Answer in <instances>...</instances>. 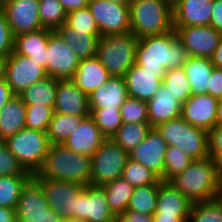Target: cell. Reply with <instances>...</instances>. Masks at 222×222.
I'll list each match as a JSON object with an SVG mask.
<instances>
[{"label":"cell","instance_id":"13","mask_svg":"<svg viewBox=\"0 0 222 222\" xmlns=\"http://www.w3.org/2000/svg\"><path fill=\"white\" fill-rule=\"evenodd\" d=\"M47 76L45 68L31 58L11 53L5 66V80L14 95H20L33 83Z\"/></svg>","mask_w":222,"mask_h":222},{"label":"cell","instance_id":"23","mask_svg":"<svg viewBox=\"0 0 222 222\" xmlns=\"http://www.w3.org/2000/svg\"><path fill=\"white\" fill-rule=\"evenodd\" d=\"M128 97L125 78L111 76L88 96L89 108L120 109Z\"/></svg>","mask_w":222,"mask_h":222},{"label":"cell","instance_id":"15","mask_svg":"<svg viewBox=\"0 0 222 222\" xmlns=\"http://www.w3.org/2000/svg\"><path fill=\"white\" fill-rule=\"evenodd\" d=\"M3 9L14 36L42 29L39 0H6Z\"/></svg>","mask_w":222,"mask_h":222},{"label":"cell","instance_id":"28","mask_svg":"<svg viewBox=\"0 0 222 222\" xmlns=\"http://www.w3.org/2000/svg\"><path fill=\"white\" fill-rule=\"evenodd\" d=\"M26 105L15 95L0 110V141H5L18 131L26 128Z\"/></svg>","mask_w":222,"mask_h":222},{"label":"cell","instance_id":"39","mask_svg":"<svg viewBox=\"0 0 222 222\" xmlns=\"http://www.w3.org/2000/svg\"><path fill=\"white\" fill-rule=\"evenodd\" d=\"M162 81L182 104L192 96L189 80L183 67L168 69Z\"/></svg>","mask_w":222,"mask_h":222},{"label":"cell","instance_id":"31","mask_svg":"<svg viewBox=\"0 0 222 222\" xmlns=\"http://www.w3.org/2000/svg\"><path fill=\"white\" fill-rule=\"evenodd\" d=\"M58 79L50 76L33 83L20 95H18L26 106L42 105L54 107Z\"/></svg>","mask_w":222,"mask_h":222},{"label":"cell","instance_id":"55","mask_svg":"<svg viewBox=\"0 0 222 222\" xmlns=\"http://www.w3.org/2000/svg\"><path fill=\"white\" fill-rule=\"evenodd\" d=\"M0 222H17L16 210L9 207H0Z\"/></svg>","mask_w":222,"mask_h":222},{"label":"cell","instance_id":"16","mask_svg":"<svg viewBox=\"0 0 222 222\" xmlns=\"http://www.w3.org/2000/svg\"><path fill=\"white\" fill-rule=\"evenodd\" d=\"M178 38L184 43L189 56L209 58L218 46L222 33L212 26H186L176 30Z\"/></svg>","mask_w":222,"mask_h":222},{"label":"cell","instance_id":"10","mask_svg":"<svg viewBox=\"0 0 222 222\" xmlns=\"http://www.w3.org/2000/svg\"><path fill=\"white\" fill-rule=\"evenodd\" d=\"M35 179L41 184L49 207L60 219L77 220V197L85 186L54 179Z\"/></svg>","mask_w":222,"mask_h":222},{"label":"cell","instance_id":"40","mask_svg":"<svg viewBox=\"0 0 222 222\" xmlns=\"http://www.w3.org/2000/svg\"><path fill=\"white\" fill-rule=\"evenodd\" d=\"M193 161L180 147L167 146L163 181H170L177 174L183 172Z\"/></svg>","mask_w":222,"mask_h":222},{"label":"cell","instance_id":"57","mask_svg":"<svg viewBox=\"0 0 222 222\" xmlns=\"http://www.w3.org/2000/svg\"><path fill=\"white\" fill-rule=\"evenodd\" d=\"M219 181L222 184V151L217 152L212 158Z\"/></svg>","mask_w":222,"mask_h":222},{"label":"cell","instance_id":"37","mask_svg":"<svg viewBox=\"0 0 222 222\" xmlns=\"http://www.w3.org/2000/svg\"><path fill=\"white\" fill-rule=\"evenodd\" d=\"M67 12L59 0H39V17L42 28L56 31L66 21Z\"/></svg>","mask_w":222,"mask_h":222},{"label":"cell","instance_id":"52","mask_svg":"<svg viewBox=\"0 0 222 222\" xmlns=\"http://www.w3.org/2000/svg\"><path fill=\"white\" fill-rule=\"evenodd\" d=\"M14 96L15 95L12 93L11 88L6 83L5 78L0 79V110Z\"/></svg>","mask_w":222,"mask_h":222},{"label":"cell","instance_id":"36","mask_svg":"<svg viewBox=\"0 0 222 222\" xmlns=\"http://www.w3.org/2000/svg\"><path fill=\"white\" fill-rule=\"evenodd\" d=\"M32 176H0V207L16 209L23 186Z\"/></svg>","mask_w":222,"mask_h":222},{"label":"cell","instance_id":"20","mask_svg":"<svg viewBox=\"0 0 222 222\" xmlns=\"http://www.w3.org/2000/svg\"><path fill=\"white\" fill-rule=\"evenodd\" d=\"M54 112L88 117L90 116L88 95L81 91L71 79H59Z\"/></svg>","mask_w":222,"mask_h":222},{"label":"cell","instance_id":"58","mask_svg":"<svg viewBox=\"0 0 222 222\" xmlns=\"http://www.w3.org/2000/svg\"><path fill=\"white\" fill-rule=\"evenodd\" d=\"M216 126H222V99L217 103Z\"/></svg>","mask_w":222,"mask_h":222},{"label":"cell","instance_id":"35","mask_svg":"<svg viewBox=\"0 0 222 222\" xmlns=\"http://www.w3.org/2000/svg\"><path fill=\"white\" fill-rule=\"evenodd\" d=\"M159 180L156 184L134 187L126 210H132L143 214H154L157 208V195Z\"/></svg>","mask_w":222,"mask_h":222},{"label":"cell","instance_id":"59","mask_svg":"<svg viewBox=\"0 0 222 222\" xmlns=\"http://www.w3.org/2000/svg\"><path fill=\"white\" fill-rule=\"evenodd\" d=\"M7 57H0V79L5 78V66Z\"/></svg>","mask_w":222,"mask_h":222},{"label":"cell","instance_id":"9","mask_svg":"<svg viewBox=\"0 0 222 222\" xmlns=\"http://www.w3.org/2000/svg\"><path fill=\"white\" fill-rule=\"evenodd\" d=\"M17 222H58L49 207L41 184L32 176L23 186L16 206Z\"/></svg>","mask_w":222,"mask_h":222},{"label":"cell","instance_id":"2","mask_svg":"<svg viewBox=\"0 0 222 222\" xmlns=\"http://www.w3.org/2000/svg\"><path fill=\"white\" fill-rule=\"evenodd\" d=\"M33 177L88 186L91 177V157L78 154L63 144H52L41 168Z\"/></svg>","mask_w":222,"mask_h":222},{"label":"cell","instance_id":"26","mask_svg":"<svg viewBox=\"0 0 222 222\" xmlns=\"http://www.w3.org/2000/svg\"><path fill=\"white\" fill-rule=\"evenodd\" d=\"M97 56L80 60L71 78L74 84L88 96L110 78Z\"/></svg>","mask_w":222,"mask_h":222},{"label":"cell","instance_id":"4","mask_svg":"<svg viewBox=\"0 0 222 222\" xmlns=\"http://www.w3.org/2000/svg\"><path fill=\"white\" fill-rule=\"evenodd\" d=\"M129 14L131 32L138 39L174 29L172 0H132Z\"/></svg>","mask_w":222,"mask_h":222},{"label":"cell","instance_id":"21","mask_svg":"<svg viewBox=\"0 0 222 222\" xmlns=\"http://www.w3.org/2000/svg\"><path fill=\"white\" fill-rule=\"evenodd\" d=\"M148 105V120L152 128L181 116L182 103L163 83Z\"/></svg>","mask_w":222,"mask_h":222},{"label":"cell","instance_id":"60","mask_svg":"<svg viewBox=\"0 0 222 222\" xmlns=\"http://www.w3.org/2000/svg\"><path fill=\"white\" fill-rule=\"evenodd\" d=\"M108 1L125 6H129L130 3L132 2V0H108Z\"/></svg>","mask_w":222,"mask_h":222},{"label":"cell","instance_id":"42","mask_svg":"<svg viewBox=\"0 0 222 222\" xmlns=\"http://www.w3.org/2000/svg\"><path fill=\"white\" fill-rule=\"evenodd\" d=\"M122 178L128 181L133 187L156 184L160 180L150 169L131 159H128L123 169Z\"/></svg>","mask_w":222,"mask_h":222},{"label":"cell","instance_id":"48","mask_svg":"<svg viewBox=\"0 0 222 222\" xmlns=\"http://www.w3.org/2000/svg\"><path fill=\"white\" fill-rule=\"evenodd\" d=\"M207 149L209 157L222 151V126H215L207 130Z\"/></svg>","mask_w":222,"mask_h":222},{"label":"cell","instance_id":"3","mask_svg":"<svg viewBox=\"0 0 222 222\" xmlns=\"http://www.w3.org/2000/svg\"><path fill=\"white\" fill-rule=\"evenodd\" d=\"M170 182L192 203L218 197L221 186L211 157L194 160Z\"/></svg>","mask_w":222,"mask_h":222},{"label":"cell","instance_id":"50","mask_svg":"<svg viewBox=\"0 0 222 222\" xmlns=\"http://www.w3.org/2000/svg\"><path fill=\"white\" fill-rule=\"evenodd\" d=\"M116 222H154L153 214H143L132 210L122 212Z\"/></svg>","mask_w":222,"mask_h":222},{"label":"cell","instance_id":"30","mask_svg":"<svg viewBox=\"0 0 222 222\" xmlns=\"http://www.w3.org/2000/svg\"><path fill=\"white\" fill-rule=\"evenodd\" d=\"M56 32L72 48L80 60L97 55V45L100 34H87L86 32H75L65 23Z\"/></svg>","mask_w":222,"mask_h":222},{"label":"cell","instance_id":"45","mask_svg":"<svg viewBox=\"0 0 222 222\" xmlns=\"http://www.w3.org/2000/svg\"><path fill=\"white\" fill-rule=\"evenodd\" d=\"M53 113L54 107L42 105L26 106V128L47 132Z\"/></svg>","mask_w":222,"mask_h":222},{"label":"cell","instance_id":"1","mask_svg":"<svg viewBox=\"0 0 222 222\" xmlns=\"http://www.w3.org/2000/svg\"><path fill=\"white\" fill-rule=\"evenodd\" d=\"M189 57L184 43L173 29L164 34L140 38L136 64L143 70L153 71L163 80L168 69L183 67Z\"/></svg>","mask_w":222,"mask_h":222},{"label":"cell","instance_id":"34","mask_svg":"<svg viewBox=\"0 0 222 222\" xmlns=\"http://www.w3.org/2000/svg\"><path fill=\"white\" fill-rule=\"evenodd\" d=\"M151 128L149 123H123L111 139L130 153L146 138Z\"/></svg>","mask_w":222,"mask_h":222},{"label":"cell","instance_id":"53","mask_svg":"<svg viewBox=\"0 0 222 222\" xmlns=\"http://www.w3.org/2000/svg\"><path fill=\"white\" fill-rule=\"evenodd\" d=\"M65 11L71 12L87 7L90 0H59Z\"/></svg>","mask_w":222,"mask_h":222},{"label":"cell","instance_id":"51","mask_svg":"<svg viewBox=\"0 0 222 222\" xmlns=\"http://www.w3.org/2000/svg\"><path fill=\"white\" fill-rule=\"evenodd\" d=\"M210 26H212L216 31H219L222 33V1L221 0L214 1Z\"/></svg>","mask_w":222,"mask_h":222},{"label":"cell","instance_id":"27","mask_svg":"<svg viewBox=\"0 0 222 222\" xmlns=\"http://www.w3.org/2000/svg\"><path fill=\"white\" fill-rule=\"evenodd\" d=\"M192 202L170 181L159 184L157 208L154 214L189 215Z\"/></svg>","mask_w":222,"mask_h":222},{"label":"cell","instance_id":"47","mask_svg":"<svg viewBox=\"0 0 222 222\" xmlns=\"http://www.w3.org/2000/svg\"><path fill=\"white\" fill-rule=\"evenodd\" d=\"M14 49V35L7 22L3 7H0V57H8Z\"/></svg>","mask_w":222,"mask_h":222},{"label":"cell","instance_id":"46","mask_svg":"<svg viewBox=\"0 0 222 222\" xmlns=\"http://www.w3.org/2000/svg\"><path fill=\"white\" fill-rule=\"evenodd\" d=\"M0 176H33L22 167L4 141H0Z\"/></svg>","mask_w":222,"mask_h":222},{"label":"cell","instance_id":"11","mask_svg":"<svg viewBox=\"0 0 222 222\" xmlns=\"http://www.w3.org/2000/svg\"><path fill=\"white\" fill-rule=\"evenodd\" d=\"M88 8L101 36L131 32L129 6L108 0H90Z\"/></svg>","mask_w":222,"mask_h":222},{"label":"cell","instance_id":"63","mask_svg":"<svg viewBox=\"0 0 222 222\" xmlns=\"http://www.w3.org/2000/svg\"><path fill=\"white\" fill-rule=\"evenodd\" d=\"M5 1L6 0H0V7H3Z\"/></svg>","mask_w":222,"mask_h":222},{"label":"cell","instance_id":"6","mask_svg":"<svg viewBox=\"0 0 222 222\" xmlns=\"http://www.w3.org/2000/svg\"><path fill=\"white\" fill-rule=\"evenodd\" d=\"M166 141L167 146L180 147L193 160L209 157L207 131L190 125L181 116L154 127Z\"/></svg>","mask_w":222,"mask_h":222},{"label":"cell","instance_id":"5","mask_svg":"<svg viewBox=\"0 0 222 222\" xmlns=\"http://www.w3.org/2000/svg\"><path fill=\"white\" fill-rule=\"evenodd\" d=\"M139 39L132 33L101 36L97 45V58L110 76L124 77L136 63Z\"/></svg>","mask_w":222,"mask_h":222},{"label":"cell","instance_id":"24","mask_svg":"<svg viewBox=\"0 0 222 222\" xmlns=\"http://www.w3.org/2000/svg\"><path fill=\"white\" fill-rule=\"evenodd\" d=\"M124 78L128 96L145 102L151 100L163 83L153 71L143 70L136 63L126 72Z\"/></svg>","mask_w":222,"mask_h":222},{"label":"cell","instance_id":"22","mask_svg":"<svg viewBox=\"0 0 222 222\" xmlns=\"http://www.w3.org/2000/svg\"><path fill=\"white\" fill-rule=\"evenodd\" d=\"M105 139L93 118L88 116L82 120L63 145L78 154L92 157Z\"/></svg>","mask_w":222,"mask_h":222},{"label":"cell","instance_id":"19","mask_svg":"<svg viewBox=\"0 0 222 222\" xmlns=\"http://www.w3.org/2000/svg\"><path fill=\"white\" fill-rule=\"evenodd\" d=\"M217 103L210 94L192 95L182 104L181 117L192 126L210 130L216 126Z\"/></svg>","mask_w":222,"mask_h":222},{"label":"cell","instance_id":"41","mask_svg":"<svg viewBox=\"0 0 222 222\" xmlns=\"http://www.w3.org/2000/svg\"><path fill=\"white\" fill-rule=\"evenodd\" d=\"M90 116L105 138L111 139L122 126L120 109H90Z\"/></svg>","mask_w":222,"mask_h":222},{"label":"cell","instance_id":"44","mask_svg":"<svg viewBox=\"0 0 222 222\" xmlns=\"http://www.w3.org/2000/svg\"><path fill=\"white\" fill-rule=\"evenodd\" d=\"M122 123H149L147 102L128 97L120 107Z\"/></svg>","mask_w":222,"mask_h":222},{"label":"cell","instance_id":"32","mask_svg":"<svg viewBox=\"0 0 222 222\" xmlns=\"http://www.w3.org/2000/svg\"><path fill=\"white\" fill-rule=\"evenodd\" d=\"M101 187L104 189L107 203L116 217L126 211L134 190L128 181L121 177Z\"/></svg>","mask_w":222,"mask_h":222},{"label":"cell","instance_id":"25","mask_svg":"<svg viewBox=\"0 0 222 222\" xmlns=\"http://www.w3.org/2000/svg\"><path fill=\"white\" fill-rule=\"evenodd\" d=\"M52 32V30L42 28L34 32L14 36L13 53L29 57L38 65L46 68L47 43Z\"/></svg>","mask_w":222,"mask_h":222},{"label":"cell","instance_id":"12","mask_svg":"<svg viewBox=\"0 0 222 222\" xmlns=\"http://www.w3.org/2000/svg\"><path fill=\"white\" fill-rule=\"evenodd\" d=\"M47 76L55 79H71L78 67L80 59L72 48L53 31L47 43Z\"/></svg>","mask_w":222,"mask_h":222},{"label":"cell","instance_id":"54","mask_svg":"<svg viewBox=\"0 0 222 222\" xmlns=\"http://www.w3.org/2000/svg\"><path fill=\"white\" fill-rule=\"evenodd\" d=\"M189 215L153 214L154 222H188Z\"/></svg>","mask_w":222,"mask_h":222},{"label":"cell","instance_id":"62","mask_svg":"<svg viewBox=\"0 0 222 222\" xmlns=\"http://www.w3.org/2000/svg\"><path fill=\"white\" fill-rule=\"evenodd\" d=\"M219 199L222 201V184L220 186L219 194H218Z\"/></svg>","mask_w":222,"mask_h":222},{"label":"cell","instance_id":"18","mask_svg":"<svg viewBox=\"0 0 222 222\" xmlns=\"http://www.w3.org/2000/svg\"><path fill=\"white\" fill-rule=\"evenodd\" d=\"M215 0H172L173 27L210 25Z\"/></svg>","mask_w":222,"mask_h":222},{"label":"cell","instance_id":"8","mask_svg":"<svg viewBox=\"0 0 222 222\" xmlns=\"http://www.w3.org/2000/svg\"><path fill=\"white\" fill-rule=\"evenodd\" d=\"M129 154L112 139L106 138L91 157L90 185L103 186L122 177Z\"/></svg>","mask_w":222,"mask_h":222},{"label":"cell","instance_id":"29","mask_svg":"<svg viewBox=\"0 0 222 222\" xmlns=\"http://www.w3.org/2000/svg\"><path fill=\"white\" fill-rule=\"evenodd\" d=\"M214 65L209 58L190 56L183 65L192 95L208 94V86Z\"/></svg>","mask_w":222,"mask_h":222},{"label":"cell","instance_id":"33","mask_svg":"<svg viewBox=\"0 0 222 222\" xmlns=\"http://www.w3.org/2000/svg\"><path fill=\"white\" fill-rule=\"evenodd\" d=\"M84 118L54 112L46 132L50 144H63Z\"/></svg>","mask_w":222,"mask_h":222},{"label":"cell","instance_id":"14","mask_svg":"<svg viewBox=\"0 0 222 222\" xmlns=\"http://www.w3.org/2000/svg\"><path fill=\"white\" fill-rule=\"evenodd\" d=\"M77 221L80 222H116L117 217L111 211L106 193L101 186H85L77 197Z\"/></svg>","mask_w":222,"mask_h":222},{"label":"cell","instance_id":"17","mask_svg":"<svg viewBox=\"0 0 222 222\" xmlns=\"http://www.w3.org/2000/svg\"><path fill=\"white\" fill-rule=\"evenodd\" d=\"M167 143L155 128L129 154V159L142 164L163 181Z\"/></svg>","mask_w":222,"mask_h":222},{"label":"cell","instance_id":"38","mask_svg":"<svg viewBox=\"0 0 222 222\" xmlns=\"http://www.w3.org/2000/svg\"><path fill=\"white\" fill-rule=\"evenodd\" d=\"M188 222H222V201L216 197L192 203Z\"/></svg>","mask_w":222,"mask_h":222},{"label":"cell","instance_id":"7","mask_svg":"<svg viewBox=\"0 0 222 222\" xmlns=\"http://www.w3.org/2000/svg\"><path fill=\"white\" fill-rule=\"evenodd\" d=\"M9 151L32 175L41 168L50 148L46 132L23 128L5 141Z\"/></svg>","mask_w":222,"mask_h":222},{"label":"cell","instance_id":"43","mask_svg":"<svg viewBox=\"0 0 222 222\" xmlns=\"http://www.w3.org/2000/svg\"><path fill=\"white\" fill-rule=\"evenodd\" d=\"M65 24L71 27L76 33L86 32L87 34H100L88 6L68 12Z\"/></svg>","mask_w":222,"mask_h":222},{"label":"cell","instance_id":"61","mask_svg":"<svg viewBox=\"0 0 222 222\" xmlns=\"http://www.w3.org/2000/svg\"><path fill=\"white\" fill-rule=\"evenodd\" d=\"M58 222H80L74 219H60Z\"/></svg>","mask_w":222,"mask_h":222},{"label":"cell","instance_id":"49","mask_svg":"<svg viewBox=\"0 0 222 222\" xmlns=\"http://www.w3.org/2000/svg\"><path fill=\"white\" fill-rule=\"evenodd\" d=\"M208 94L218 100L222 99V68H213L208 86Z\"/></svg>","mask_w":222,"mask_h":222},{"label":"cell","instance_id":"56","mask_svg":"<svg viewBox=\"0 0 222 222\" xmlns=\"http://www.w3.org/2000/svg\"><path fill=\"white\" fill-rule=\"evenodd\" d=\"M211 63L216 68H222V36L213 55L210 57Z\"/></svg>","mask_w":222,"mask_h":222}]
</instances>
